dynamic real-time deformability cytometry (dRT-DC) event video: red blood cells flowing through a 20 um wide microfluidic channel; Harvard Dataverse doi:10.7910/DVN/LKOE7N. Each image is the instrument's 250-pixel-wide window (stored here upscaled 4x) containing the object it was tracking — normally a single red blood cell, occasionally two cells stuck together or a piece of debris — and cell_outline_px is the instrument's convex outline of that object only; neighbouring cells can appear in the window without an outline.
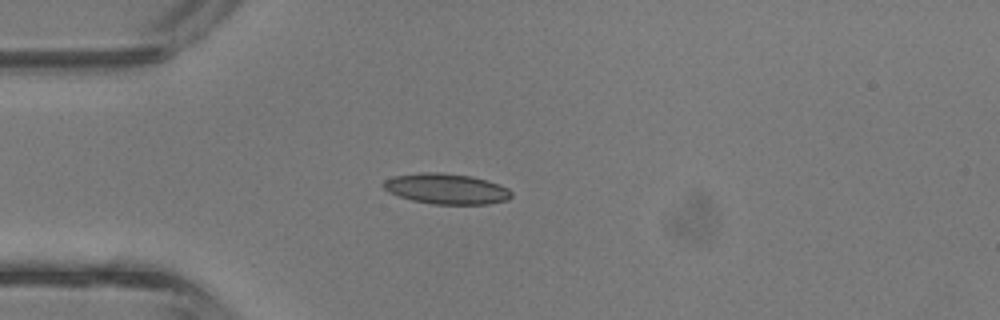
{"species": "common noctule bat (a hibernating species)", "species_latin": "Nyctalus noctula", "temperature_condition": "room temperature", "stored_images_in_passage": 2, "camera_frame_rate_fps": 3000, "um_per_image_px": 0.085, "animal": {"sex": "male", "body_mass_g": 13.3}, "frame": {"image": 1, "passage_image": 2, "time_ms": 0.333, "image_size_px": [1000, 320], "cell_outline_px": [[512, 196], [508, 200], [488, 204], [432, 204], [412, 200], [388, 192], [380, 184], [384, 180], [396, 176], [420, 172], [440, 172], [472, 176], [488, 180], [500, 184], [508, 188], [512, 192]], "centroid_in_image_um": [37.96, 16.04], "position_along_channel_um": 47.0, "area_um2": 22.95}}